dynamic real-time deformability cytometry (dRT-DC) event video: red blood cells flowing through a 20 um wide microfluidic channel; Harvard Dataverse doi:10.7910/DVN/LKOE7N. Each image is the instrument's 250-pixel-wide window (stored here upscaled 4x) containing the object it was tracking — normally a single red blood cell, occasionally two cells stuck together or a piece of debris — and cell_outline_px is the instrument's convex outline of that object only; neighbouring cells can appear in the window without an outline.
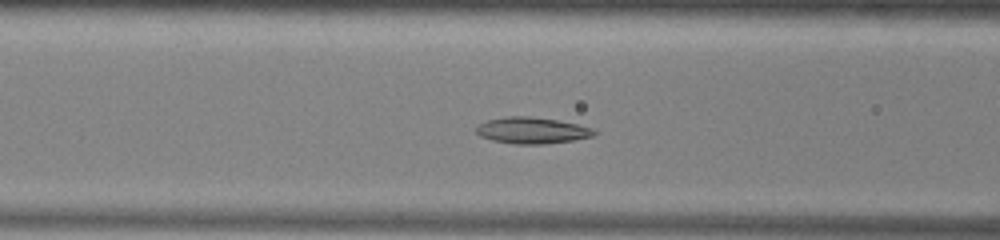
{"species": "common noctule bat (a hibernating species)", "species_latin": "Nyctalus noctula", "temperature_condition": "warm", "stored_images_in_passage": 44, "camera_frame_rate_fps": 3000, "um_per_image_px": 0.085, "animal": {"sex": "male", "body_mass_g": 13.0, "forearm_length_mm": 53.1}, "frame": {"image": 1, "passage_image": 13, "time_ms": 4.0, "image_size_px": [1000, 240], "cell_outline_px": [[596, 132], [592, 136], [576, 140], [544, 144], [516, 144], [492, 140], [480, 136], [476, 132], [476, 128], [480, 124], [488, 120], [508, 116], [528, 116], [556, 120], [576, 124], [592, 128]], "centroid_in_image_um": [45.22, 11.09], "position_along_channel_um": 121.4, "area_um2": 17.92}}
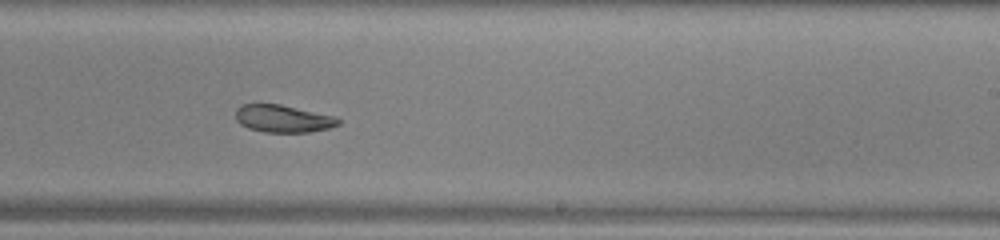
{"frame": {"image": 2, "passage_image": 24, "time_ms": 7.667, "image_size_px": [1000, 240], "cell_outline_px": [[340, 124], [328, 128], [308, 132], [264, 132], [248, 128], [240, 124], [236, 120], [236, 108], [240, 104], [280, 104], [332, 116], [340, 120]], "centroid_in_image_um": [24.0, 10.08], "position_along_channel_um": 265.0, "area_um2": 16.24}}
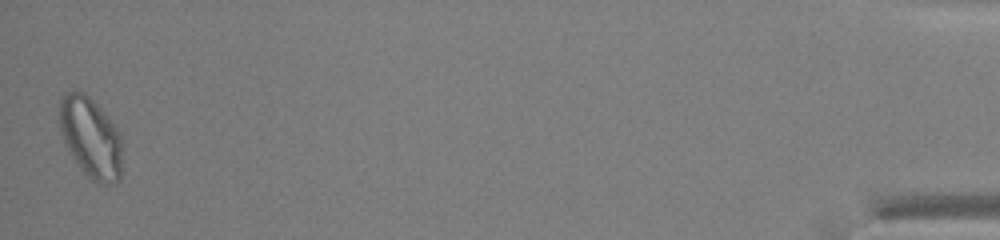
{"frame": {"image": 3, "passage_image": 44, "time_ms": 14.333, "image_size_px": [1000, 240], "cell_outline_px": [[120, 180], [116, 184], [100, 184], [92, 180], [80, 168], [68, 152], [60, 132], [60, 96], [64, 92], [72, 88], [80, 88], [108, 116], [116, 128], [120, 136]], "centroid_in_image_um": [7.66, 11.65], "position_along_channel_um": 427.5, "area_um2": 29.71}, "authors_computed_cell_mechanics": {"area_um2": 19.5075, "velocity_mm_per_s": 3.926, "shape_relaxation_time_tau1_ms": null, "shape_relaxation_time_tau2_ms": 5.0001, "deformation_change_tau1": null, "deformation_change_tau2": 0.1073}}